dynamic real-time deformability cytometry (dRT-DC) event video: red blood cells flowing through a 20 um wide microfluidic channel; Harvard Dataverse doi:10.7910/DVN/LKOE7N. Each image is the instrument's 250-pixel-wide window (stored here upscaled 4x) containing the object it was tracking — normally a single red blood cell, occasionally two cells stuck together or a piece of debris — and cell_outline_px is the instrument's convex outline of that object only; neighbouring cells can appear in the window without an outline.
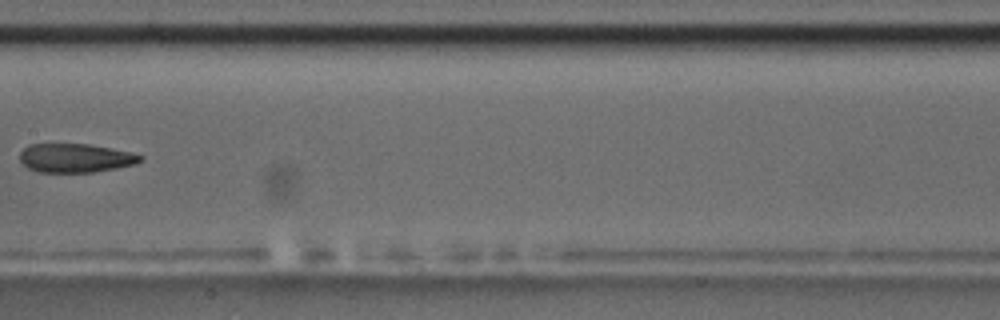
{"species": "common noctule bat (a hibernating species)", "species_latin": "Nyctalus noctula", "temperature_condition": "room temperature", "stored_images_in_passage": 9, "camera_frame_rate_fps": 3000, "um_per_image_px": 0.085, "animal": {"sex": "male", "body_mass_g": 17.5, "forearm_length_mm": 52.3}, "frame": {"image": 1, "passage_image": 8, "time_ms": 8.333, "image_size_px": [1000, 320], "cell_outline_px": [[144, 160], [136, 164], [116, 168], [92, 172], [40, 172], [28, 168], [20, 160], [20, 152], [28, 144], [88, 144], [128, 152], [144, 156]], "centroid_in_image_um": [6.41, 13.43], "position_along_channel_um": 201.0, "area_um2": 20.11}}